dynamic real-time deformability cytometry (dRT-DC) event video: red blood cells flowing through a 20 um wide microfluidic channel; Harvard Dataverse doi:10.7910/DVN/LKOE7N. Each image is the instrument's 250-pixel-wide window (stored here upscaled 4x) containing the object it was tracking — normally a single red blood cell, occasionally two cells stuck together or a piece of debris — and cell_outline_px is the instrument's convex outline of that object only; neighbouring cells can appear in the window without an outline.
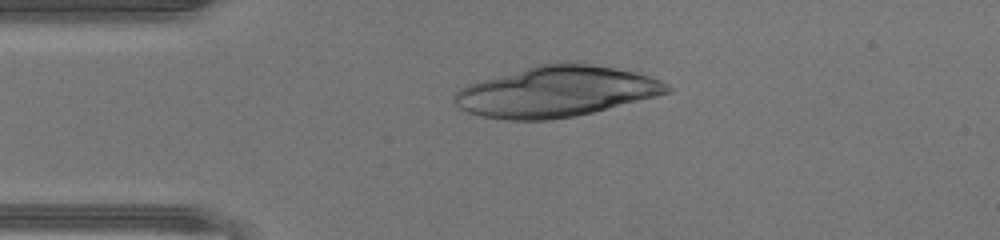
{"species": "human", "species_latin": "Homo sapiens", "temperature_condition": "warm", "stored_images_in_passage": 44, "camera_frame_rate_fps": 3000, "um_per_image_px": 0.085, "donor": {"sex": "male"}, "frame": {"image": 1, "passage_image": 9, "time_ms": 2.667, "image_size_px": [1000, 240], "cell_outline_px": [[672, 92], [576, 116], [552, 120], [504, 120], [480, 116], [468, 112], [460, 108], [452, 100], [452, 96], [460, 88], [468, 84], [536, 64], [556, 60], [576, 60], [636, 72], [660, 80], [668, 84], [672, 88]], "centroid_in_image_um": [47.27, 7.76], "position_along_channel_um": 37.7, "area_um2": 63.64}}